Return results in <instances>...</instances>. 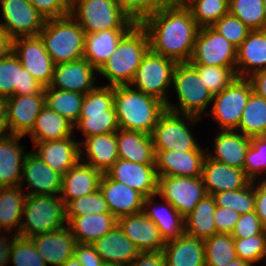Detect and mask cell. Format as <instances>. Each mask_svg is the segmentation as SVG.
<instances>
[{"label": "cell", "instance_id": "f35d334b", "mask_svg": "<svg viewBox=\"0 0 266 266\" xmlns=\"http://www.w3.org/2000/svg\"><path fill=\"white\" fill-rule=\"evenodd\" d=\"M216 204L214 197L207 194L194 210L184 218L185 234L206 240L216 233L214 214Z\"/></svg>", "mask_w": 266, "mask_h": 266}, {"label": "cell", "instance_id": "8d00e7d4", "mask_svg": "<svg viewBox=\"0 0 266 266\" xmlns=\"http://www.w3.org/2000/svg\"><path fill=\"white\" fill-rule=\"evenodd\" d=\"M130 29H110L86 33L83 58L97 70L114 53L121 38Z\"/></svg>", "mask_w": 266, "mask_h": 266}, {"label": "cell", "instance_id": "9a60e30c", "mask_svg": "<svg viewBox=\"0 0 266 266\" xmlns=\"http://www.w3.org/2000/svg\"><path fill=\"white\" fill-rule=\"evenodd\" d=\"M13 53L33 78L44 87L51 83L55 63L44 48L39 35L20 37L13 40Z\"/></svg>", "mask_w": 266, "mask_h": 266}, {"label": "cell", "instance_id": "f6af8a7d", "mask_svg": "<svg viewBox=\"0 0 266 266\" xmlns=\"http://www.w3.org/2000/svg\"><path fill=\"white\" fill-rule=\"evenodd\" d=\"M200 26H212L229 13V0H181Z\"/></svg>", "mask_w": 266, "mask_h": 266}, {"label": "cell", "instance_id": "89a4df30", "mask_svg": "<svg viewBox=\"0 0 266 266\" xmlns=\"http://www.w3.org/2000/svg\"><path fill=\"white\" fill-rule=\"evenodd\" d=\"M103 266H121V265L104 264Z\"/></svg>", "mask_w": 266, "mask_h": 266}, {"label": "cell", "instance_id": "e0dca14e", "mask_svg": "<svg viewBox=\"0 0 266 266\" xmlns=\"http://www.w3.org/2000/svg\"><path fill=\"white\" fill-rule=\"evenodd\" d=\"M98 70L86 59L55 65L49 88L78 92L83 95L93 90Z\"/></svg>", "mask_w": 266, "mask_h": 266}, {"label": "cell", "instance_id": "5bb4252c", "mask_svg": "<svg viewBox=\"0 0 266 266\" xmlns=\"http://www.w3.org/2000/svg\"><path fill=\"white\" fill-rule=\"evenodd\" d=\"M2 19L0 27L13 39L37 36L43 29L46 18L29 0H0Z\"/></svg>", "mask_w": 266, "mask_h": 266}, {"label": "cell", "instance_id": "f907efd6", "mask_svg": "<svg viewBox=\"0 0 266 266\" xmlns=\"http://www.w3.org/2000/svg\"><path fill=\"white\" fill-rule=\"evenodd\" d=\"M65 209L66 216L110 213L107 202L99 189L91 194L71 200Z\"/></svg>", "mask_w": 266, "mask_h": 266}, {"label": "cell", "instance_id": "d4e9b609", "mask_svg": "<svg viewBox=\"0 0 266 266\" xmlns=\"http://www.w3.org/2000/svg\"><path fill=\"white\" fill-rule=\"evenodd\" d=\"M37 252L52 266H63L74 255L77 244L68 226L30 238Z\"/></svg>", "mask_w": 266, "mask_h": 266}, {"label": "cell", "instance_id": "8992f818", "mask_svg": "<svg viewBox=\"0 0 266 266\" xmlns=\"http://www.w3.org/2000/svg\"><path fill=\"white\" fill-rule=\"evenodd\" d=\"M22 217L19 236L24 238L67 226L65 204L60 195H26Z\"/></svg>", "mask_w": 266, "mask_h": 266}, {"label": "cell", "instance_id": "e7e4bbea", "mask_svg": "<svg viewBox=\"0 0 266 266\" xmlns=\"http://www.w3.org/2000/svg\"><path fill=\"white\" fill-rule=\"evenodd\" d=\"M13 38L0 27V59L9 56L13 52Z\"/></svg>", "mask_w": 266, "mask_h": 266}, {"label": "cell", "instance_id": "44dd1931", "mask_svg": "<svg viewBox=\"0 0 266 266\" xmlns=\"http://www.w3.org/2000/svg\"><path fill=\"white\" fill-rule=\"evenodd\" d=\"M155 152L157 176H202L207 151L160 150Z\"/></svg>", "mask_w": 266, "mask_h": 266}, {"label": "cell", "instance_id": "94428289", "mask_svg": "<svg viewBox=\"0 0 266 266\" xmlns=\"http://www.w3.org/2000/svg\"><path fill=\"white\" fill-rule=\"evenodd\" d=\"M127 266H166V262L162 251L142 252Z\"/></svg>", "mask_w": 266, "mask_h": 266}, {"label": "cell", "instance_id": "7c38bea8", "mask_svg": "<svg viewBox=\"0 0 266 266\" xmlns=\"http://www.w3.org/2000/svg\"><path fill=\"white\" fill-rule=\"evenodd\" d=\"M237 47L212 26L200 27L195 39L191 65L236 68Z\"/></svg>", "mask_w": 266, "mask_h": 266}, {"label": "cell", "instance_id": "4fadbf2b", "mask_svg": "<svg viewBox=\"0 0 266 266\" xmlns=\"http://www.w3.org/2000/svg\"><path fill=\"white\" fill-rule=\"evenodd\" d=\"M207 195L202 177L159 176L157 196L169 202L184 218Z\"/></svg>", "mask_w": 266, "mask_h": 266}, {"label": "cell", "instance_id": "be15d7a7", "mask_svg": "<svg viewBox=\"0 0 266 266\" xmlns=\"http://www.w3.org/2000/svg\"><path fill=\"white\" fill-rule=\"evenodd\" d=\"M248 80L253 91L266 100V69L254 73Z\"/></svg>", "mask_w": 266, "mask_h": 266}, {"label": "cell", "instance_id": "c3c4849f", "mask_svg": "<svg viewBox=\"0 0 266 266\" xmlns=\"http://www.w3.org/2000/svg\"><path fill=\"white\" fill-rule=\"evenodd\" d=\"M201 77L204 85L214 95L228 87L236 78V68L192 65Z\"/></svg>", "mask_w": 266, "mask_h": 266}, {"label": "cell", "instance_id": "8fae6325", "mask_svg": "<svg viewBox=\"0 0 266 266\" xmlns=\"http://www.w3.org/2000/svg\"><path fill=\"white\" fill-rule=\"evenodd\" d=\"M252 91L247 78L237 77L228 87L213 95L212 110L206 112V116L211 114L219 124V130H236Z\"/></svg>", "mask_w": 266, "mask_h": 266}, {"label": "cell", "instance_id": "9f6ffc18", "mask_svg": "<svg viewBox=\"0 0 266 266\" xmlns=\"http://www.w3.org/2000/svg\"><path fill=\"white\" fill-rule=\"evenodd\" d=\"M46 19H54L70 14L69 0H29Z\"/></svg>", "mask_w": 266, "mask_h": 266}, {"label": "cell", "instance_id": "f5cc1de1", "mask_svg": "<svg viewBox=\"0 0 266 266\" xmlns=\"http://www.w3.org/2000/svg\"><path fill=\"white\" fill-rule=\"evenodd\" d=\"M122 11L136 24H140L155 10L176 0H115Z\"/></svg>", "mask_w": 266, "mask_h": 266}, {"label": "cell", "instance_id": "03108f58", "mask_svg": "<svg viewBox=\"0 0 266 266\" xmlns=\"http://www.w3.org/2000/svg\"><path fill=\"white\" fill-rule=\"evenodd\" d=\"M10 134L6 98H0V137Z\"/></svg>", "mask_w": 266, "mask_h": 266}, {"label": "cell", "instance_id": "7402d4cb", "mask_svg": "<svg viewBox=\"0 0 266 266\" xmlns=\"http://www.w3.org/2000/svg\"><path fill=\"white\" fill-rule=\"evenodd\" d=\"M124 235L142 252H160L165 246L158 227L143 212L117 218Z\"/></svg>", "mask_w": 266, "mask_h": 266}, {"label": "cell", "instance_id": "1f68e13d", "mask_svg": "<svg viewBox=\"0 0 266 266\" xmlns=\"http://www.w3.org/2000/svg\"><path fill=\"white\" fill-rule=\"evenodd\" d=\"M81 146L85 147L86 154L80 149V160L103 174L119 159L116 132L87 137L80 142ZM82 154L87 155L88 161L82 157Z\"/></svg>", "mask_w": 266, "mask_h": 266}, {"label": "cell", "instance_id": "30bf717a", "mask_svg": "<svg viewBox=\"0 0 266 266\" xmlns=\"http://www.w3.org/2000/svg\"><path fill=\"white\" fill-rule=\"evenodd\" d=\"M177 64L176 61L149 49L142 58L130 86L167 104L169 102L167 91L173 84V74Z\"/></svg>", "mask_w": 266, "mask_h": 266}, {"label": "cell", "instance_id": "11a10c76", "mask_svg": "<svg viewBox=\"0 0 266 266\" xmlns=\"http://www.w3.org/2000/svg\"><path fill=\"white\" fill-rule=\"evenodd\" d=\"M266 229L262 226L261 220L254 212L240 214L231 235L233 239H242L262 234Z\"/></svg>", "mask_w": 266, "mask_h": 266}, {"label": "cell", "instance_id": "d6986e66", "mask_svg": "<svg viewBox=\"0 0 266 266\" xmlns=\"http://www.w3.org/2000/svg\"><path fill=\"white\" fill-rule=\"evenodd\" d=\"M10 134L26 136L45 106V88L38 94L6 98Z\"/></svg>", "mask_w": 266, "mask_h": 266}, {"label": "cell", "instance_id": "b9f144b4", "mask_svg": "<svg viewBox=\"0 0 266 266\" xmlns=\"http://www.w3.org/2000/svg\"><path fill=\"white\" fill-rule=\"evenodd\" d=\"M236 130L249 137L266 135V100L254 91L250 94Z\"/></svg>", "mask_w": 266, "mask_h": 266}, {"label": "cell", "instance_id": "9c48e42d", "mask_svg": "<svg viewBox=\"0 0 266 266\" xmlns=\"http://www.w3.org/2000/svg\"><path fill=\"white\" fill-rule=\"evenodd\" d=\"M199 117L166 110L152 132L154 151H207L200 147L190 130ZM187 121V122H186Z\"/></svg>", "mask_w": 266, "mask_h": 266}, {"label": "cell", "instance_id": "cb8c5ba5", "mask_svg": "<svg viewBox=\"0 0 266 266\" xmlns=\"http://www.w3.org/2000/svg\"><path fill=\"white\" fill-rule=\"evenodd\" d=\"M201 177L209 195L242 189L251 182L244 170L217 162L207 155Z\"/></svg>", "mask_w": 266, "mask_h": 266}, {"label": "cell", "instance_id": "6f0895ef", "mask_svg": "<svg viewBox=\"0 0 266 266\" xmlns=\"http://www.w3.org/2000/svg\"><path fill=\"white\" fill-rule=\"evenodd\" d=\"M239 217L240 214L233 209L216 206L214 214L216 233L231 234L236 222L239 220Z\"/></svg>", "mask_w": 266, "mask_h": 266}, {"label": "cell", "instance_id": "680465c9", "mask_svg": "<svg viewBox=\"0 0 266 266\" xmlns=\"http://www.w3.org/2000/svg\"><path fill=\"white\" fill-rule=\"evenodd\" d=\"M74 256L82 266H103L105 264L92 244L77 243Z\"/></svg>", "mask_w": 266, "mask_h": 266}, {"label": "cell", "instance_id": "ac0fdd59", "mask_svg": "<svg viewBox=\"0 0 266 266\" xmlns=\"http://www.w3.org/2000/svg\"><path fill=\"white\" fill-rule=\"evenodd\" d=\"M106 174L112 180L126 184L144 197L157 194L158 176L155 164L118 159Z\"/></svg>", "mask_w": 266, "mask_h": 266}, {"label": "cell", "instance_id": "277c9868", "mask_svg": "<svg viewBox=\"0 0 266 266\" xmlns=\"http://www.w3.org/2000/svg\"><path fill=\"white\" fill-rule=\"evenodd\" d=\"M85 35L84 30L70 14L46 19L39 33L44 48L55 65L82 59Z\"/></svg>", "mask_w": 266, "mask_h": 266}, {"label": "cell", "instance_id": "4316f807", "mask_svg": "<svg viewBox=\"0 0 266 266\" xmlns=\"http://www.w3.org/2000/svg\"><path fill=\"white\" fill-rule=\"evenodd\" d=\"M103 173L79 160L62 176L60 197L65 206L74 199L99 189Z\"/></svg>", "mask_w": 266, "mask_h": 266}, {"label": "cell", "instance_id": "3957f363", "mask_svg": "<svg viewBox=\"0 0 266 266\" xmlns=\"http://www.w3.org/2000/svg\"><path fill=\"white\" fill-rule=\"evenodd\" d=\"M149 49L145 29L141 24H135L121 38L114 53L98 69V73L109 81L106 86L130 85Z\"/></svg>", "mask_w": 266, "mask_h": 266}, {"label": "cell", "instance_id": "d590c367", "mask_svg": "<svg viewBox=\"0 0 266 266\" xmlns=\"http://www.w3.org/2000/svg\"><path fill=\"white\" fill-rule=\"evenodd\" d=\"M119 159L140 164H155V152L151 134L118 129L116 131Z\"/></svg>", "mask_w": 266, "mask_h": 266}, {"label": "cell", "instance_id": "4dcf8cb0", "mask_svg": "<svg viewBox=\"0 0 266 266\" xmlns=\"http://www.w3.org/2000/svg\"><path fill=\"white\" fill-rule=\"evenodd\" d=\"M23 137L14 134L0 137V187L20 186L23 161L27 154L19 141Z\"/></svg>", "mask_w": 266, "mask_h": 266}, {"label": "cell", "instance_id": "db71d44e", "mask_svg": "<svg viewBox=\"0 0 266 266\" xmlns=\"http://www.w3.org/2000/svg\"><path fill=\"white\" fill-rule=\"evenodd\" d=\"M212 27L235 47H238L251 31L240 19L230 13L222 16Z\"/></svg>", "mask_w": 266, "mask_h": 266}, {"label": "cell", "instance_id": "6da1fadb", "mask_svg": "<svg viewBox=\"0 0 266 266\" xmlns=\"http://www.w3.org/2000/svg\"><path fill=\"white\" fill-rule=\"evenodd\" d=\"M140 24L151 51L177 63H189L200 26L181 0L155 10Z\"/></svg>", "mask_w": 266, "mask_h": 266}, {"label": "cell", "instance_id": "74e56055", "mask_svg": "<svg viewBox=\"0 0 266 266\" xmlns=\"http://www.w3.org/2000/svg\"><path fill=\"white\" fill-rule=\"evenodd\" d=\"M74 129L66 118L44 106L28 134L32 142H47L72 137Z\"/></svg>", "mask_w": 266, "mask_h": 266}, {"label": "cell", "instance_id": "6125c7cd", "mask_svg": "<svg viewBox=\"0 0 266 266\" xmlns=\"http://www.w3.org/2000/svg\"><path fill=\"white\" fill-rule=\"evenodd\" d=\"M14 237H13V236ZM12 237H9L7 235H0V266H6L7 264L9 265L10 262V255H11V250L13 247V244L15 242V239L19 236L16 234H11Z\"/></svg>", "mask_w": 266, "mask_h": 266}, {"label": "cell", "instance_id": "003e7915", "mask_svg": "<svg viewBox=\"0 0 266 266\" xmlns=\"http://www.w3.org/2000/svg\"><path fill=\"white\" fill-rule=\"evenodd\" d=\"M63 266H82L79 261L76 259V257L73 255L69 259H67Z\"/></svg>", "mask_w": 266, "mask_h": 266}, {"label": "cell", "instance_id": "ba28073f", "mask_svg": "<svg viewBox=\"0 0 266 266\" xmlns=\"http://www.w3.org/2000/svg\"><path fill=\"white\" fill-rule=\"evenodd\" d=\"M173 86L178 98L177 106L170 101L167 110L179 114L202 117L212 103L213 94L204 85L197 70L190 63H178L173 74Z\"/></svg>", "mask_w": 266, "mask_h": 266}, {"label": "cell", "instance_id": "60d3db41", "mask_svg": "<svg viewBox=\"0 0 266 266\" xmlns=\"http://www.w3.org/2000/svg\"><path fill=\"white\" fill-rule=\"evenodd\" d=\"M83 94L45 87V106L75 125L80 117Z\"/></svg>", "mask_w": 266, "mask_h": 266}, {"label": "cell", "instance_id": "2e32d148", "mask_svg": "<svg viewBox=\"0 0 266 266\" xmlns=\"http://www.w3.org/2000/svg\"><path fill=\"white\" fill-rule=\"evenodd\" d=\"M24 182L27 189L30 188L26 195H60L62 175L31 151L26 154L23 161L21 188L25 185Z\"/></svg>", "mask_w": 266, "mask_h": 266}, {"label": "cell", "instance_id": "7a4b0ae2", "mask_svg": "<svg viewBox=\"0 0 266 266\" xmlns=\"http://www.w3.org/2000/svg\"><path fill=\"white\" fill-rule=\"evenodd\" d=\"M114 108L120 129L146 134H152L167 110L166 103L130 85L114 86Z\"/></svg>", "mask_w": 266, "mask_h": 266}, {"label": "cell", "instance_id": "d6a6232c", "mask_svg": "<svg viewBox=\"0 0 266 266\" xmlns=\"http://www.w3.org/2000/svg\"><path fill=\"white\" fill-rule=\"evenodd\" d=\"M157 194L144 198L142 212L158 227L164 242L175 240L185 233L184 217L166 200L151 207Z\"/></svg>", "mask_w": 266, "mask_h": 266}, {"label": "cell", "instance_id": "603a6c76", "mask_svg": "<svg viewBox=\"0 0 266 266\" xmlns=\"http://www.w3.org/2000/svg\"><path fill=\"white\" fill-rule=\"evenodd\" d=\"M99 190L107 202L108 209L116 218L142 212L144 196L126 184L112 180L103 174Z\"/></svg>", "mask_w": 266, "mask_h": 266}, {"label": "cell", "instance_id": "f546056e", "mask_svg": "<svg viewBox=\"0 0 266 266\" xmlns=\"http://www.w3.org/2000/svg\"><path fill=\"white\" fill-rule=\"evenodd\" d=\"M92 245L103 262L111 265L127 266L141 253L118 224Z\"/></svg>", "mask_w": 266, "mask_h": 266}, {"label": "cell", "instance_id": "83f0119b", "mask_svg": "<svg viewBox=\"0 0 266 266\" xmlns=\"http://www.w3.org/2000/svg\"><path fill=\"white\" fill-rule=\"evenodd\" d=\"M266 69V29L250 31L237 47L236 75L249 78L254 73Z\"/></svg>", "mask_w": 266, "mask_h": 266}, {"label": "cell", "instance_id": "484cf974", "mask_svg": "<svg viewBox=\"0 0 266 266\" xmlns=\"http://www.w3.org/2000/svg\"><path fill=\"white\" fill-rule=\"evenodd\" d=\"M34 154L62 176L80 160V142L72 137L47 142H33Z\"/></svg>", "mask_w": 266, "mask_h": 266}, {"label": "cell", "instance_id": "5b68a950", "mask_svg": "<svg viewBox=\"0 0 266 266\" xmlns=\"http://www.w3.org/2000/svg\"><path fill=\"white\" fill-rule=\"evenodd\" d=\"M74 128L81 131L84 139L120 129L114 108V87L96 86L85 94Z\"/></svg>", "mask_w": 266, "mask_h": 266}, {"label": "cell", "instance_id": "52a82bcc", "mask_svg": "<svg viewBox=\"0 0 266 266\" xmlns=\"http://www.w3.org/2000/svg\"><path fill=\"white\" fill-rule=\"evenodd\" d=\"M70 15L85 33L131 29L136 24L115 0H71Z\"/></svg>", "mask_w": 266, "mask_h": 266}, {"label": "cell", "instance_id": "f1b7e54d", "mask_svg": "<svg viewBox=\"0 0 266 266\" xmlns=\"http://www.w3.org/2000/svg\"><path fill=\"white\" fill-rule=\"evenodd\" d=\"M215 153L206 155L217 162L244 170V162L247 150L251 144V137L237 130H219L214 137Z\"/></svg>", "mask_w": 266, "mask_h": 266}, {"label": "cell", "instance_id": "816d5d0a", "mask_svg": "<svg viewBox=\"0 0 266 266\" xmlns=\"http://www.w3.org/2000/svg\"><path fill=\"white\" fill-rule=\"evenodd\" d=\"M10 262L14 266H48L42 256L37 252L30 238L18 236L13 244Z\"/></svg>", "mask_w": 266, "mask_h": 266}, {"label": "cell", "instance_id": "bcb514c9", "mask_svg": "<svg viewBox=\"0 0 266 266\" xmlns=\"http://www.w3.org/2000/svg\"><path fill=\"white\" fill-rule=\"evenodd\" d=\"M212 196L214 197L216 206L228 207L237 211L239 214L255 211L253 181L242 189L215 193Z\"/></svg>", "mask_w": 266, "mask_h": 266}, {"label": "cell", "instance_id": "2644e50d", "mask_svg": "<svg viewBox=\"0 0 266 266\" xmlns=\"http://www.w3.org/2000/svg\"><path fill=\"white\" fill-rule=\"evenodd\" d=\"M264 6H265V11H266V0H263Z\"/></svg>", "mask_w": 266, "mask_h": 266}, {"label": "cell", "instance_id": "a7ac6f4b", "mask_svg": "<svg viewBox=\"0 0 266 266\" xmlns=\"http://www.w3.org/2000/svg\"><path fill=\"white\" fill-rule=\"evenodd\" d=\"M227 266H252L250 263L236 258L234 261L230 262Z\"/></svg>", "mask_w": 266, "mask_h": 266}, {"label": "cell", "instance_id": "7dc6e473", "mask_svg": "<svg viewBox=\"0 0 266 266\" xmlns=\"http://www.w3.org/2000/svg\"><path fill=\"white\" fill-rule=\"evenodd\" d=\"M244 172L251 181L257 180L261 175L266 178V135L251 137L245 156Z\"/></svg>", "mask_w": 266, "mask_h": 266}, {"label": "cell", "instance_id": "91938a15", "mask_svg": "<svg viewBox=\"0 0 266 266\" xmlns=\"http://www.w3.org/2000/svg\"><path fill=\"white\" fill-rule=\"evenodd\" d=\"M258 183V184H257ZM255 195V213L261 220L262 226L266 229V178L253 181Z\"/></svg>", "mask_w": 266, "mask_h": 266}, {"label": "cell", "instance_id": "7bdbcfd3", "mask_svg": "<svg viewBox=\"0 0 266 266\" xmlns=\"http://www.w3.org/2000/svg\"><path fill=\"white\" fill-rule=\"evenodd\" d=\"M204 248L206 266H227L237 258L234 239L228 233H215L204 240Z\"/></svg>", "mask_w": 266, "mask_h": 266}, {"label": "cell", "instance_id": "681fc988", "mask_svg": "<svg viewBox=\"0 0 266 266\" xmlns=\"http://www.w3.org/2000/svg\"><path fill=\"white\" fill-rule=\"evenodd\" d=\"M237 258L252 266L266 259V230L259 235L242 239H234ZM266 261V260H265Z\"/></svg>", "mask_w": 266, "mask_h": 266}, {"label": "cell", "instance_id": "ab89813d", "mask_svg": "<svg viewBox=\"0 0 266 266\" xmlns=\"http://www.w3.org/2000/svg\"><path fill=\"white\" fill-rule=\"evenodd\" d=\"M26 194L23 188L19 187H0V230L4 233L9 232L19 235L20 224Z\"/></svg>", "mask_w": 266, "mask_h": 266}, {"label": "cell", "instance_id": "ee69618b", "mask_svg": "<svg viewBox=\"0 0 266 266\" xmlns=\"http://www.w3.org/2000/svg\"><path fill=\"white\" fill-rule=\"evenodd\" d=\"M229 13L240 19L251 31L266 29L263 0H229Z\"/></svg>", "mask_w": 266, "mask_h": 266}, {"label": "cell", "instance_id": "836d02e7", "mask_svg": "<svg viewBox=\"0 0 266 266\" xmlns=\"http://www.w3.org/2000/svg\"><path fill=\"white\" fill-rule=\"evenodd\" d=\"M166 266H206L204 240L183 234L165 243Z\"/></svg>", "mask_w": 266, "mask_h": 266}, {"label": "cell", "instance_id": "ffe728a7", "mask_svg": "<svg viewBox=\"0 0 266 266\" xmlns=\"http://www.w3.org/2000/svg\"><path fill=\"white\" fill-rule=\"evenodd\" d=\"M44 88L22 67L19 58L13 52L0 59V98L38 94Z\"/></svg>", "mask_w": 266, "mask_h": 266}, {"label": "cell", "instance_id": "e575fe53", "mask_svg": "<svg viewBox=\"0 0 266 266\" xmlns=\"http://www.w3.org/2000/svg\"><path fill=\"white\" fill-rule=\"evenodd\" d=\"M66 220L76 242L81 244L94 243L117 224V218L112 213L66 216Z\"/></svg>", "mask_w": 266, "mask_h": 266}]
</instances>
